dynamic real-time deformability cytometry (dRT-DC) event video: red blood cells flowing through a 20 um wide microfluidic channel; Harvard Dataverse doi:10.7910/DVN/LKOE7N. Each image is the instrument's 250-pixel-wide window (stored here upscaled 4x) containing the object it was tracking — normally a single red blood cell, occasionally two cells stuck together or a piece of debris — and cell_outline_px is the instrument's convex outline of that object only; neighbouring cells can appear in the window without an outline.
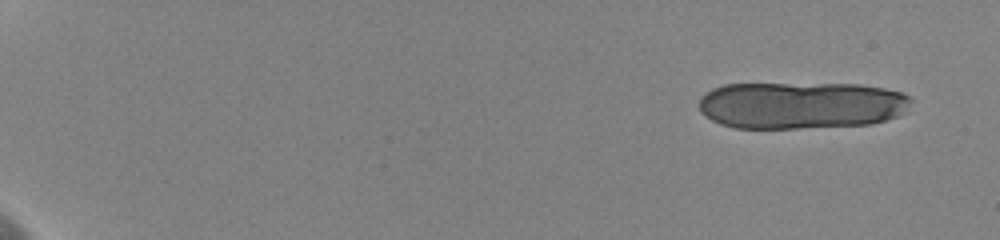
{"species": "human", "species_latin": "Homo sapiens", "temperature_condition": "cold", "stored_images_in_passage": 23, "camera_frame_rate_fps": 3000, "um_per_image_px": 0.085, "donor": {"sex": "female"}, "frame": {"image": 1, "passage_image": 1, "time_ms": 0.0, "image_size_px": [1000, 240], "cell_outline_px": [[912, 100], [904, 112], [896, 116], [884, 120], [868, 124], [796, 128], [736, 128], [720, 124], [712, 120], [700, 112], [700, 96], [704, 92], [712, 88], [724, 84], [860, 84], [884, 88], [900, 92], [912, 96]], "centroid_in_image_um": [68.07, 8.93], "position_along_channel_um": 16.9, "area_um2": 58.38}}